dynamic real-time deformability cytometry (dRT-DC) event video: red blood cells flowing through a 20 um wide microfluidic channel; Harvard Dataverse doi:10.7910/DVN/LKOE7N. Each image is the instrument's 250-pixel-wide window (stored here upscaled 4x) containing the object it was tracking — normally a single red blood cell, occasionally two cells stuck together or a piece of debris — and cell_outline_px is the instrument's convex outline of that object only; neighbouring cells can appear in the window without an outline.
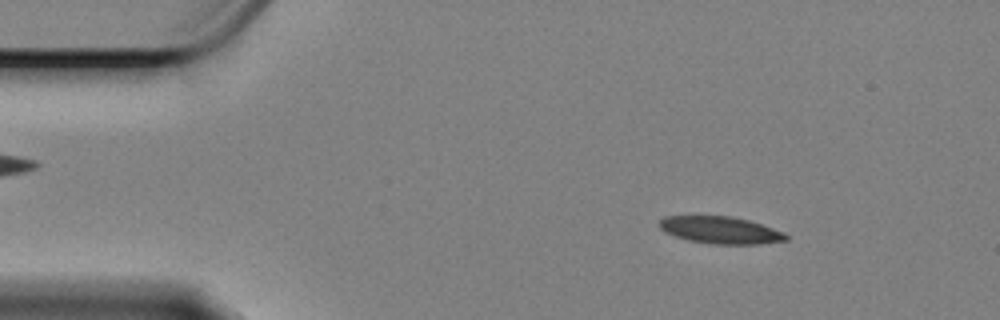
{"species": "Egyptian fruit bat (a non-hibernating species)", "species_latin": "Rousettus aegyptiacus", "temperature_condition": "cold", "stored_images_in_passage": 54, "camera_frame_rate_fps": 3000, "um_per_image_px": 0.085, "animal": {"sex": "female"}, "frame": {"image": 1, "passage_image": 4, "time_ms": 1.0, "image_size_px": [1000, 320], "cell_outline_px": [[788, 240], [760, 244], [708, 244], [688, 240], [664, 232], [660, 228], [660, 220], [664, 216], [732, 216], [748, 220], [784, 232], [788, 236]], "centroid_in_image_um": [61.24, 19.56], "position_along_channel_um": 23.8, "area_um2": 20.0}}
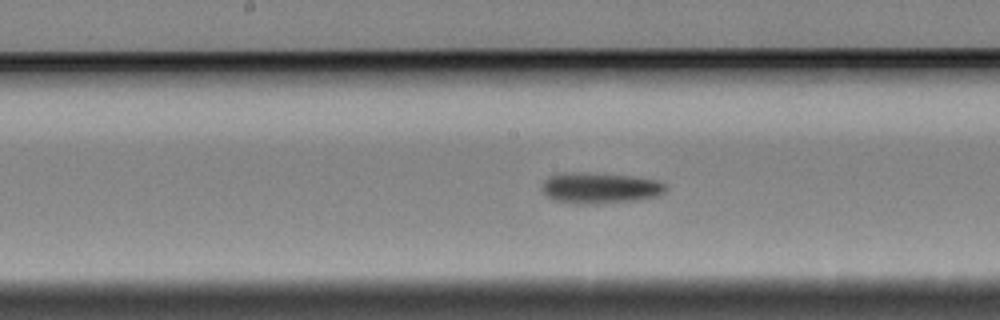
{"frame": {"image": 2, "passage_image": 25, "time_ms": 8.0, "image_size_px": [1000, 320], "cell_outline_px": [[668, 188], [660, 196], [636, 200], [596, 204], [572, 204], [552, 200], [544, 196], [540, 188], [544, 180], [548, 176], [632, 176], [656, 180], [668, 184]], "centroid_in_image_um": [51.05, 16.07], "position_along_channel_um": 197.2, "area_um2": 21.44}}
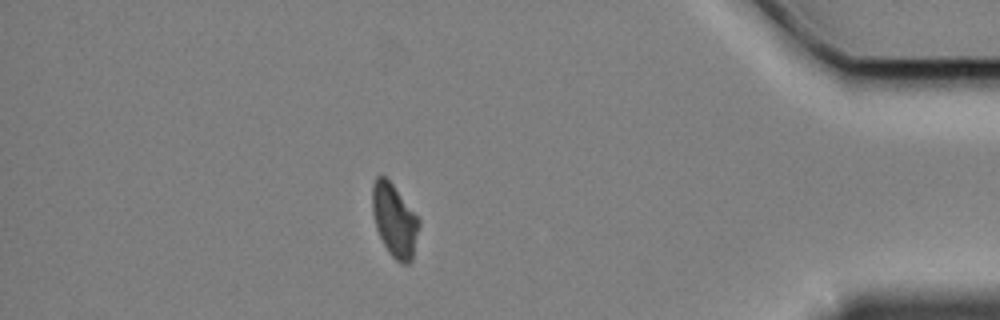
{"frame": {"image": 3, "passage_image": 47, "time_ms": 15.333, "image_size_px": [1000, 320], "cell_outline_px": [[420, 224], [412, 260], [408, 264], [400, 264], [388, 252], [376, 228], [372, 212], [372, 184], [376, 176], [384, 176], [392, 184], [420, 220]], "centroid_in_image_um": [33.52, 18.75], "position_along_channel_um": 401.7, "area_um2": 19.71}, "authors_computed_cell_mechanics": {"area_um2": 21.0681, "velocity_mm_per_s": 3.3637, "shape_relaxation_time_tau1_ms": 3.9894, "shape_relaxation_time_tau2_ms": null, "deformation_change_tau1": 0.1127, "deformation_change_tau2": null}}